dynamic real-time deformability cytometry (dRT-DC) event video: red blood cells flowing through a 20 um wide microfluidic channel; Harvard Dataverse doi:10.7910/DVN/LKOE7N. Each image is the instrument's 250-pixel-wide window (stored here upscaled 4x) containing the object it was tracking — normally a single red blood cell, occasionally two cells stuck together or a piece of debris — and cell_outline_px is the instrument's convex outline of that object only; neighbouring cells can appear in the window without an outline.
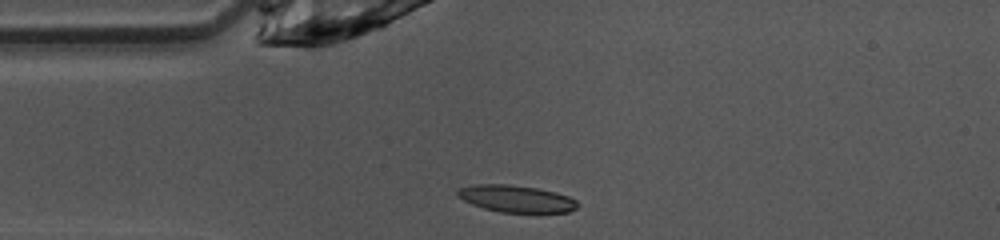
{"species": "common noctule bat (a hibernating species)", "species_latin": "Nyctalus noctula", "temperature_condition": "warm", "stored_images_in_passage": 38, "camera_frame_rate_fps": 3000, "um_per_image_px": 0.085, "animal": {"sex": "female", "body_mass_g": 10.0, "forearm_length_mm": 53.1}, "frame": {"image": 1, "passage_image": 1, "time_ms": 0.0, "image_size_px": [1000, 240], "cell_outline_px": [[580, 204], [576, 208], [568, 212], [500, 212], [484, 208], [472, 204], [456, 196], [456, 188], [472, 184], [508, 184], [536, 188], [556, 192], [568, 196], [576, 200]], "centroid_in_image_um": [43.84, 16.88], "position_along_channel_um": 41.2, "area_um2": 18.96}}
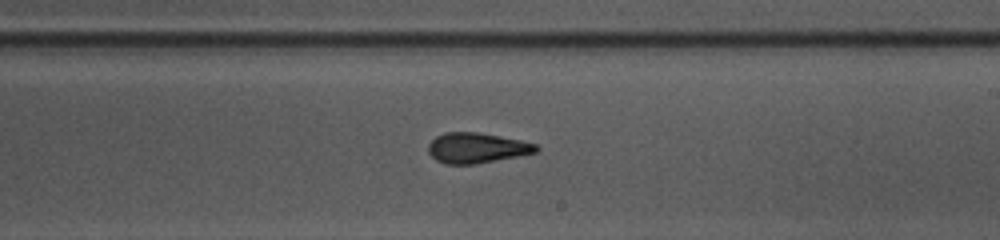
{"frame": {"image": 2, "passage_image": 17, "time_ms": 5.333, "image_size_px": [1000, 240], "cell_outline_px": [[540, 152], [476, 164], [444, 164], [436, 160], [428, 152], [428, 144], [436, 136], [444, 132], [476, 132], [500, 136], [520, 140], [536, 144], [540, 148]], "centroid_in_image_um": [40.53, 12.58], "position_along_channel_um": 248.5, "area_um2": 19.19}}
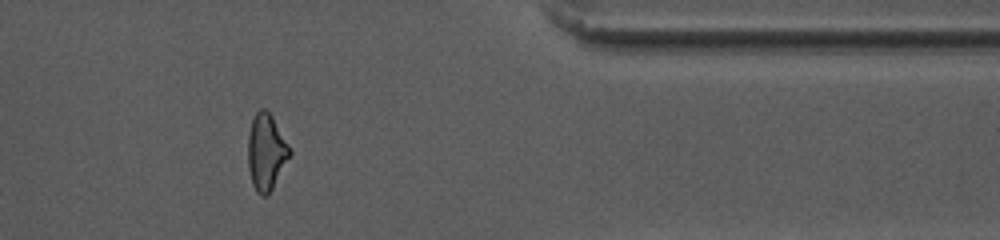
{"frame": {"image": 3, "passage_image": 29, "time_ms": 9.333, "image_size_px": [1000, 240], "cell_outline_px": [[292, 152], [268, 196], [260, 196], [256, 192], [252, 184], [248, 168], [248, 132], [252, 120], [256, 112], [260, 108], [264, 108], [272, 116], [288, 144]], "centroid_in_image_um": [22.61, 12.94], "position_along_channel_um": 388.8, "area_um2": 18.55}, "authors_computed_cell_mechanics": {"area_um2": 19.074, "velocity_mm_per_s": 4.1123, "shape_relaxation_time_tau1_ms": 4.5914, "shape_relaxation_time_tau2_ms": 2.4051, "deformation_change_tau1": 0.1878, "deformation_change_tau2": 0.0713}}